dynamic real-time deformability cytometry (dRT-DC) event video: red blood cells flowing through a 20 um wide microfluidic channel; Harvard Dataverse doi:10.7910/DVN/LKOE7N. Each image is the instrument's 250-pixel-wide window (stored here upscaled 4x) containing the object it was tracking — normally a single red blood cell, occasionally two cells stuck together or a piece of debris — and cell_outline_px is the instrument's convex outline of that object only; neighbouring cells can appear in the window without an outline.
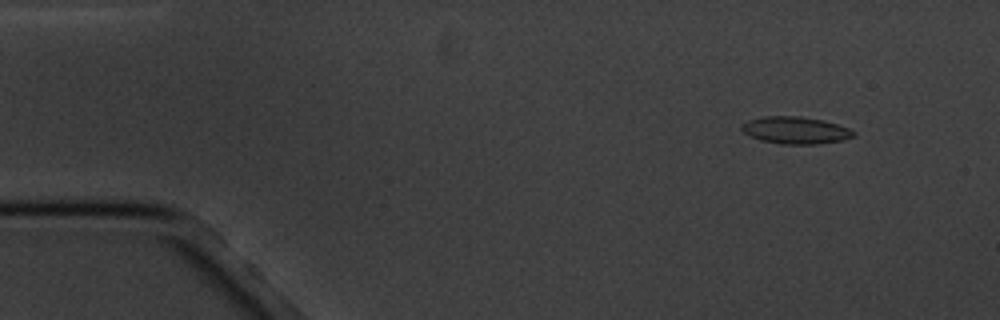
{"species": "common noctule bat (a hibernating species)", "species_latin": "Nyctalus noctula", "temperature_condition": "cold", "stored_images_in_passage": 4, "camera_frame_rate_fps": 3000, "um_per_image_px": 0.085, "animal": {"sex": "male", "body_mass_g": 20.1, "forearm_length_mm": 53.5}, "frame": {"image": 1, "passage_image": 1, "time_ms": 0.0, "image_size_px": [1000, 320], "cell_outline_px": [[856, 136], [844, 140], [816, 144], [780, 144], [760, 140], [744, 132], [740, 128], [740, 124], [748, 120], [764, 116], [800, 116], [820, 120], [836, 124], [848, 128], [856, 132]], "centroid_in_image_um": [67.61, 11.07], "position_along_channel_um": 17.4, "area_um2": 17.69}}